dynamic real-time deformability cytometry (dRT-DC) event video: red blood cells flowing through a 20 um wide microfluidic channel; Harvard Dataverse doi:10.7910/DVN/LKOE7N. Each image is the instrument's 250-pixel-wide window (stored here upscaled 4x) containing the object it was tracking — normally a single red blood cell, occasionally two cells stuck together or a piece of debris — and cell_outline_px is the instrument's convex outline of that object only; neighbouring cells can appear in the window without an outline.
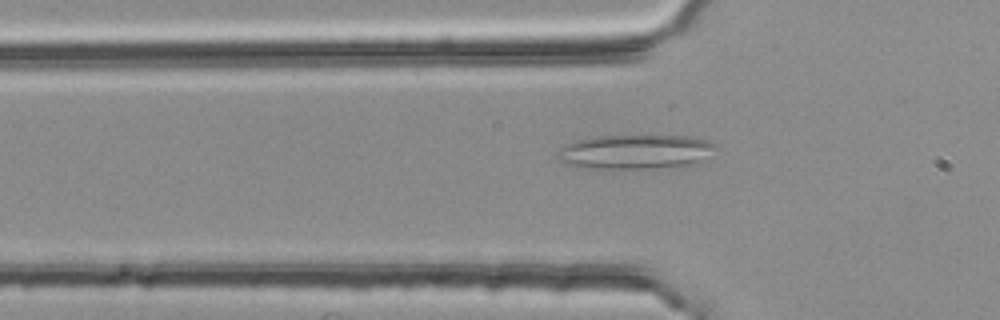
{"species": "common noctule bat (a hibernating species)", "species_latin": "Nyctalus noctula", "temperature_condition": "room temperature", "stored_images_in_passage": 54, "camera_frame_rate_fps": 3000, "um_per_image_px": 0.085, "animal": {"sex": "female", "body_mass_g": 25.1}, "frame": {"image": 1, "passage_image": 18, "time_ms": 5.667, "image_size_px": [1000, 320], "cell_outline_px": [[716, 148], [696, 164], [648, 168], [576, 168], [556, 160], [556, 156], [560, 148], [564, 144], [576, 140], [596, 136], [688, 136], [708, 140], [716, 144]], "centroid_in_image_um": [53.92, 12.9], "position_along_channel_um": 71.9, "area_um2": 31.79}}
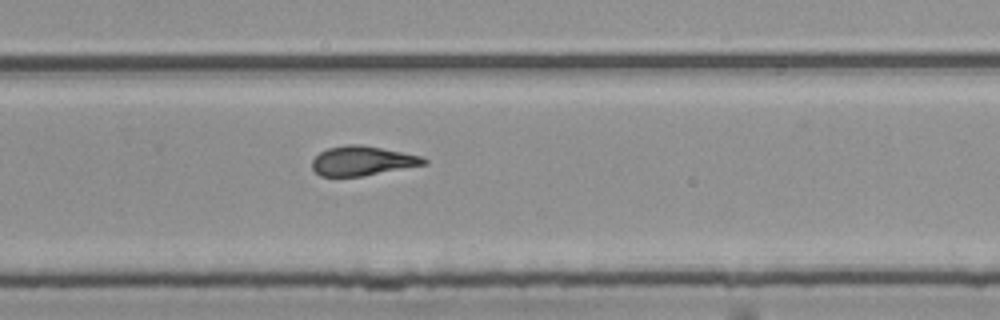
{"frame": {"image": 2, "passage_image": 36, "time_ms": 11.667, "image_size_px": [1000, 320], "cell_outline_px": [[428, 164], [364, 176], [320, 176], [312, 168], [312, 160], [320, 152], [328, 148], [348, 144], [360, 144], [420, 156], [428, 160]], "centroid_in_image_um": [30.8, 13.68], "position_along_channel_um": 299.0, "area_um2": 19.07}}
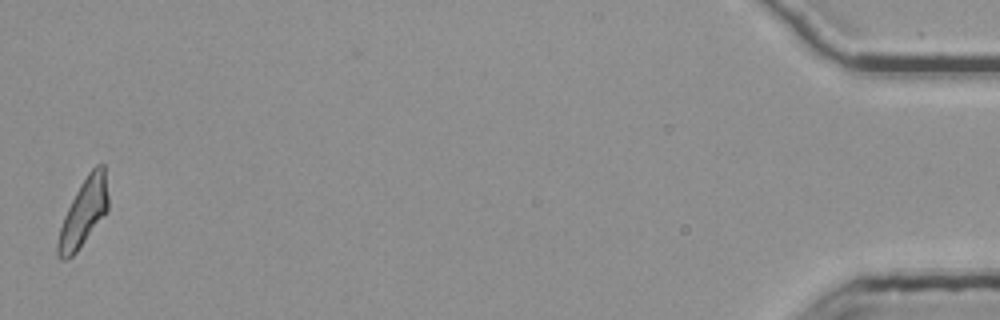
{"frame": {"image": 3, "passage_image": 54, "time_ms": 17.667, "image_size_px": [1000, 320], "cell_outline_px": [[108, 212], [76, 252], [72, 256], [64, 260], [60, 260], [56, 256], [56, 244], [60, 228], [64, 216], [80, 184], [88, 172], [96, 164], [104, 164], [108, 196]], "centroid_in_image_um": [7.1, 18.09], "position_along_channel_um": 428.1, "area_um2": 19.83}, "authors_computed_cell_mechanics": {"area_um2": 20.0277, "velocity_mm_per_s": 3.7713, "shape_relaxation_time_tau1_ms": null, "shape_relaxation_time_tau2_ms": 3.1296, "deformation_change_tau1": null, "deformation_change_tau2": 0.1274}}